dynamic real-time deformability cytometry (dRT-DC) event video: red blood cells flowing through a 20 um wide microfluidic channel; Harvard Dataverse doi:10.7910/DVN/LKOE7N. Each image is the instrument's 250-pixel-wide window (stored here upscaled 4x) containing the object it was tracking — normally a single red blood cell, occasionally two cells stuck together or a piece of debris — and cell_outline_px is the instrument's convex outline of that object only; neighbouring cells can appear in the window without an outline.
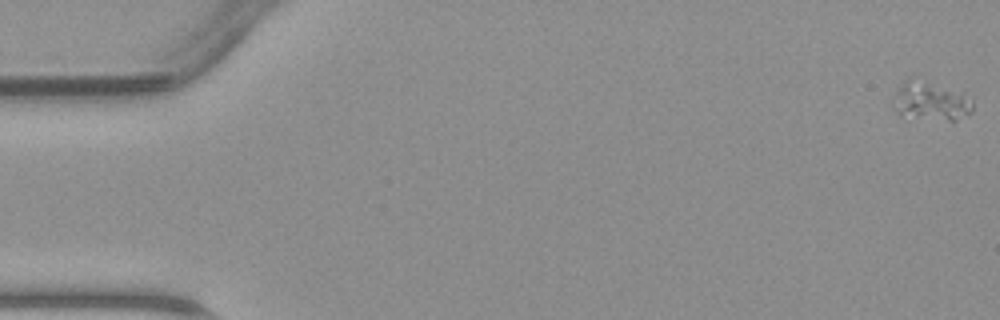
{"species": "common noctule bat (a hibernating species)", "species_latin": "Nyctalus noctula", "temperature_condition": "warm", "stored_images_in_passage": 12, "segment_of_instrument_passage": [1, 2], "camera_frame_rate_fps": 3000, "um_per_image_px": 0.085, "animal": {"sex": "male", "body_mass_g": 23.1, "forearm_length_mm": 52.7}, "frame": {"image": 1, "passage_image": 1, "time_ms": 0.0, "image_size_px": [1000, 320], "cell_outline_px": [[972, 112], [956, 120], [948, 120], [900, 116], [892, 108], [896, 88], [908, 76], [912, 76], [964, 92], [972, 100]], "centroid_in_image_um": [79.07, 8.55], "position_along_channel_um": 5.9, "area_um2": 18.5}}